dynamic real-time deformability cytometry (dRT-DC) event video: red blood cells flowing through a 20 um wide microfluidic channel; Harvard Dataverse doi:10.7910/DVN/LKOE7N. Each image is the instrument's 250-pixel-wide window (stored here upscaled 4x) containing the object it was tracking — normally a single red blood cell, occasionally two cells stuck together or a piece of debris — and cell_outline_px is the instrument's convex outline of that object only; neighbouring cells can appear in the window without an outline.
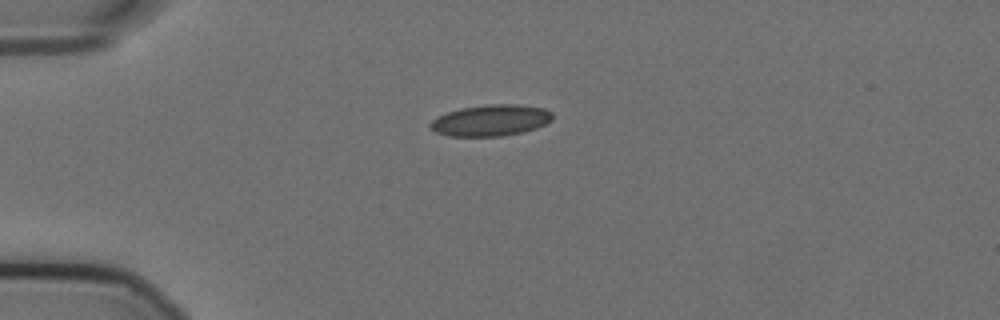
{"species": "Egyptian fruit bat (a non-hibernating species)", "species_latin": "Rousettus aegyptiacus", "temperature_condition": "cold", "stored_images_in_passage": 43, "camera_frame_rate_fps": 3000, "um_per_image_px": 0.085, "animal": {"sex": "female"}, "frame": {"image": 1, "passage_image": 1, "time_ms": 0.0, "image_size_px": [1000, 320], "cell_outline_px": [[552, 120], [536, 128], [524, 132], [500, 136], [448, 136], [436, 132], [428, 124], [436, 116], [460, 108], [488, 104], [516, 104], [544, 108], [552, 112]], "centroid_in_image_um": [41.71, 10.22], "position_along_channel_um": 43.3, "area_um2": 22.31}}
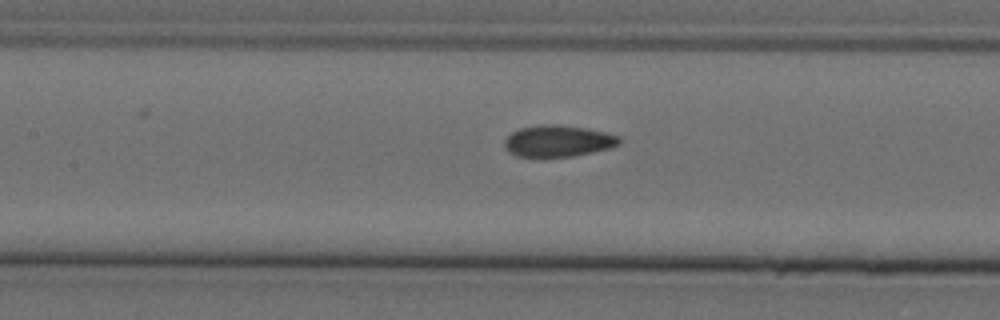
{"frame": {"image": 2, "passage_image": 13, "time_ms": 4.0, "image_size_px": [1000, 320], "cell_outline_px": [[620, 144], [608, 148], [576, 156], [516, 156], [508, 152], [504, 148], [504, 140], [512, 132], [520, 128], [540, 124], [556, 124], [588, 128], [620, 136]], "centroid_in_image_um": [47.42, 11.97], "position_along_channel_um": 160.0, "area_um2": 21.1}}
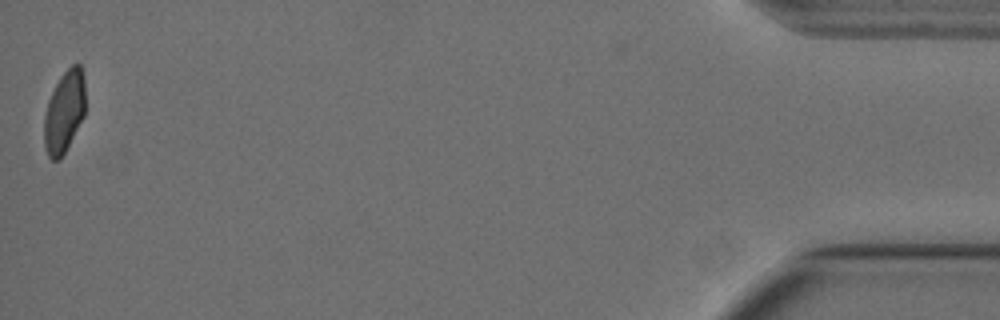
{"frame": {"image": 3, "passage_image": 43, "time_ms": 14.0, "image_size_px": [1000, 320], "cell_outline_px": [[84, 116], [60, 160], [52, 160], [48, 156], [44, 148], [44, 116], [48, 100], [60, 76], [72, 64], [80, 64], [84, 72]], "centroid_in_image_um": [5.45, 9.49], "position_along_channel_um": 429.7, "area_um2": 19.65}, "authors_computed_cell_mechanics": {"area_um2": 21.386, "velocity_mm_per_s": 3.5861, "shape_relaxation_time_tau1_ms": null, "shape_relaxation_time_tau2_ms": 1.6934, "deformation_change_tau1": null, "deformation_change_tau2": 0.0542}}